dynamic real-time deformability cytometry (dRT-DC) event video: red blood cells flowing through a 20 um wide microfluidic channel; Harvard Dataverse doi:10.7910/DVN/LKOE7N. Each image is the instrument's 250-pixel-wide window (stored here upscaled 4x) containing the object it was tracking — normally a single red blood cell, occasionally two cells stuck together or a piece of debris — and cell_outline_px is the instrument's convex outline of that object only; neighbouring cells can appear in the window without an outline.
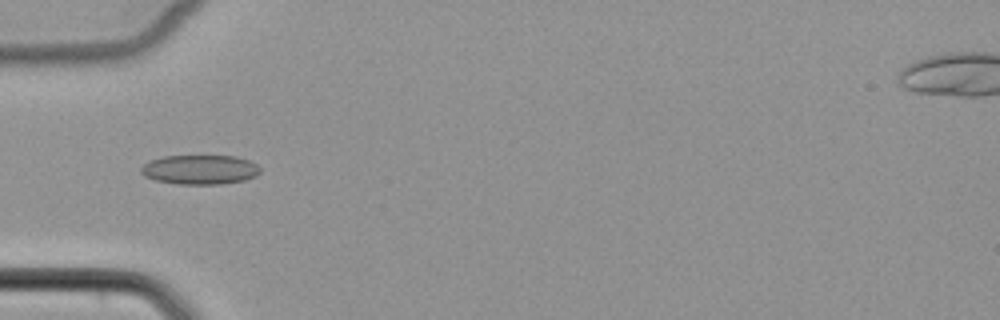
{"species": "common noctule bat (a hibernating species)", "species_latin": "Nyctalus noctula", "temperature_condition": "cold", "stored_images_in_passage": 51, "camera_frame_rate_fps": 3000, "um_per_image_px": 0.085, "animal": {"sex": "female", "body_mass_g": 22.7, "forearm_length_mm": 54.2}, "frame": {"image": 1, "passage_image": 17, "time_ms": 5.333, "image_size_px": [1000, 320], "cell_outline_px": [[260, 172], [256, 176], [244, 180], [220, 184], [176, 184], [156, 180], [144, 176], [140, 172], [140, 168], [144, 164], [152, 160], [164, 156], [236, 156], [248, 160], [256, 164], [260, 168]], "centroid_in_image_um": [16.99, 14.42], "position_along_channel_um": 68.0, "area_um2": 20.4}}
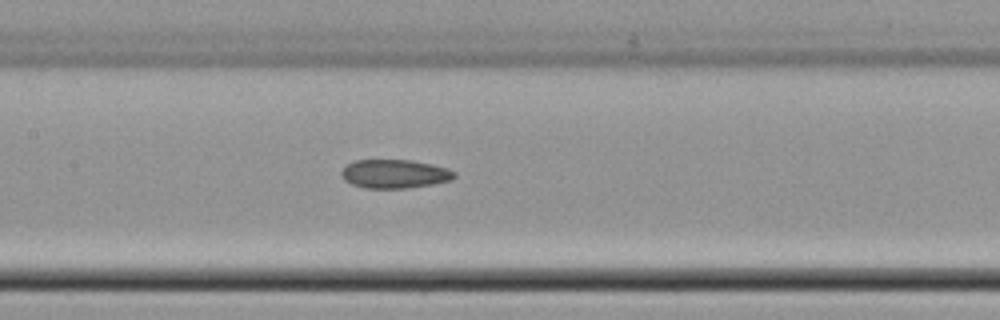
{"frame": {"image": 2, "passage_image": 25, "time_ms": 8.0, "image_size_px": [1000, 320], "cell_outline_px": [[456, 176], [452, 180], [432, 184], [404, 188], [364, 188], [352, 184], [344, 180], [340, 176], [340, 172], [348, 164], [356, 160], [412, 160], [432, 164], [448, 168], [456, 172]], "centroid_in_image_um": [33.55, 14.77], "position_along_channel_um": 173.9, "area_um2": 18.96}}
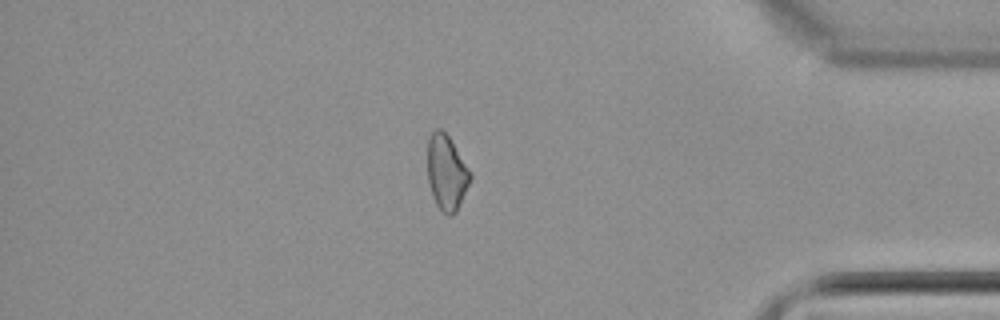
{"frame": {"image": 3, "passage_image": 44, "time_ms": 14.333, "image_size_px": [1000, 320], "cell_outline_px": [[472, 176], [456, 212], [452, 216], [448, 216], [436, 204], [432, 196], [428, 180], [428, 136], [436, 128], [440, 128], [448, 136], [472, 172]], "centroid_in_image_um": [37.96, 14.66], "position_along_channel_um": 397.2, "area_um2": 18.61}}